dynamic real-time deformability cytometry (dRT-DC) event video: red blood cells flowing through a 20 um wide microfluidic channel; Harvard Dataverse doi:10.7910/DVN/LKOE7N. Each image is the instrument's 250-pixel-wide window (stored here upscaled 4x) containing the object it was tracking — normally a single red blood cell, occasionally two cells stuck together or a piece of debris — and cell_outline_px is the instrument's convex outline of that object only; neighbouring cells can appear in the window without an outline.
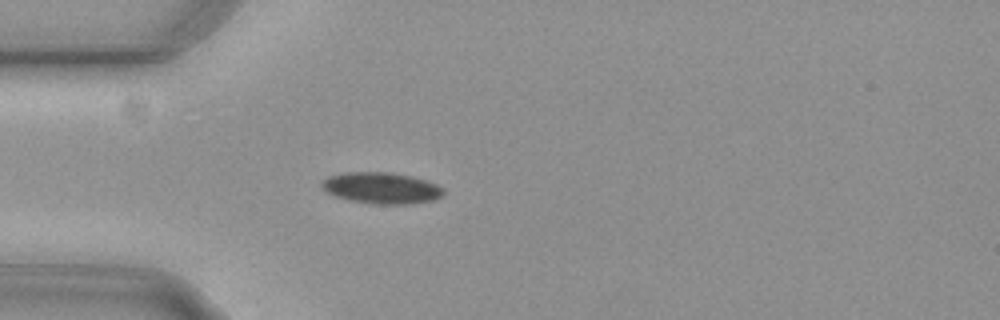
{"species": "common noctule bat (a hibernating species)", "species_latin": "Nyctalus noctula", "temperature_condition": "cold", "stored_images_in_passage": 47, "camera_frame_rate_fps": 3000, "um_per_image_px": 0.085, "animal": {"sex": "female", "body_mass_g": 29.2, "forearm_length_mm": 56.3}, "frame": {"image": 1, "passage_image": 7, "time_ms": 2.0, "image_size_px": [1000, 320], "cell_outline_px": [[444, 196], [432, 200], [408, 204], [376, 204], [348, 200], [336, 196], [328, 192], [320, 184], [328, 176], [344, 172], [392, 172], [412, 176], [436, 184], [444, 188]], "centroid_in_image_um": [32.45, 15.97], "position_along_channel_um": 52.6, "area_um2": 22.2}}
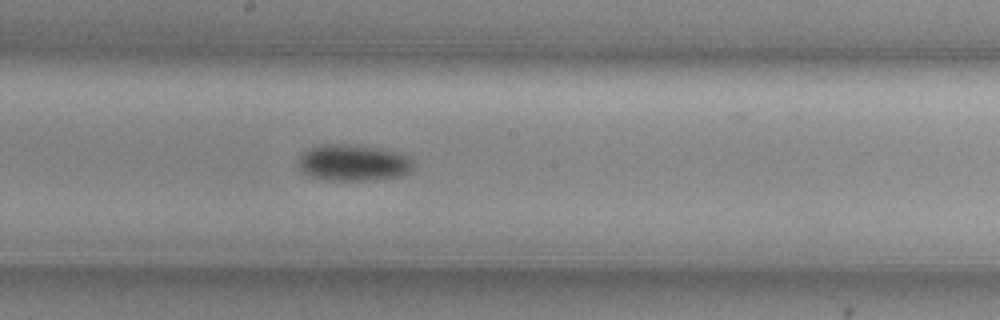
{"frame": {"image": 2, "passage_image": 21, "time_ms": 6.667, "image_size_px": [1000, 320], "cell_outline_px": [[416, 168], [412, 172], [400, 176], [372, 180], [328, 180], [312, 176], [300, 172], [300, 156], [308, 148], [320, 144], [344, 144], [376, 148], [400, 152], [412, 156], [416, 164]], "centroid_in_image_um": [30.13, 13.83], "position_along_channel_um": 218.1, "area_um2": 24.74}}
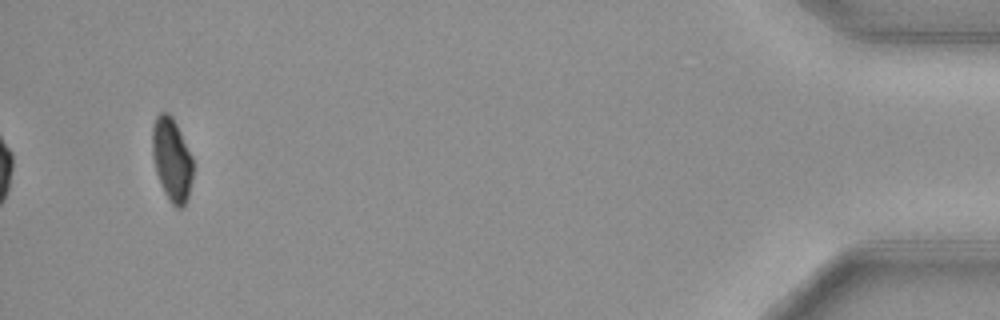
{"frame": {"image": 3, "passage_image": 44, "time_ms": 14.333, "image_size_px": [1000, 320], "cell_outline_px": [[192, 176], [188, 200], [180, 208], [176, 208], [172, 204], [164, 192], [160, 184], [156, 172], [152, 156], [152, 124], [156, 116], [160, 112], [168, 112], [172, 116], [192, 156]], "centroid_in_image_um": [14.58, 13.55], "position_along_channel_um": 420.6, "area_um2": 19.77}, "authors_computed_cell_mechanics": {"area_um2": 21.7328, "velocity_mm_per_s": 3.7347, "shape_relaxation_time_tau1_ms": 4.2026, "shape_relaxation_time_tau2_ms": null, "deformation_change_tau1": 0.1123, "deformation_change_tau2": null}}